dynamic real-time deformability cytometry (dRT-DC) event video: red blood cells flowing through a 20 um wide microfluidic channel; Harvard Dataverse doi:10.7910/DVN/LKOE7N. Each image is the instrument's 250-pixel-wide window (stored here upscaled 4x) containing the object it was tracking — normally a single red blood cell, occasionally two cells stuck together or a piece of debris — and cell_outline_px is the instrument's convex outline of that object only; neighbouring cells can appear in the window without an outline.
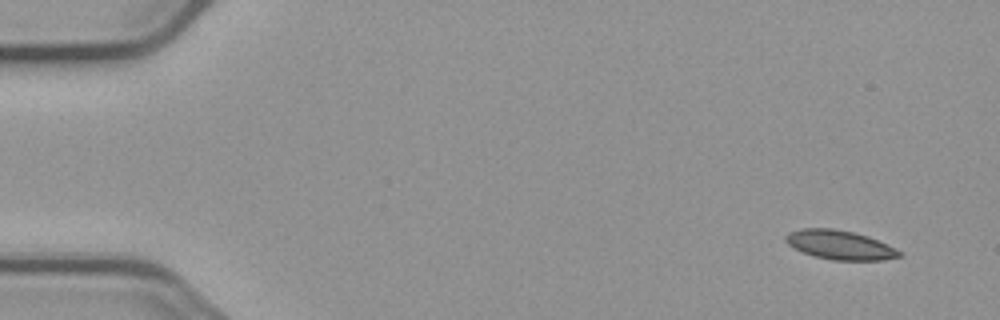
{"species": "common noctule bat (a hibernating species)", "species_latin": "Nyctalus noctula", "temperature_condition": "cold", "stored_images_in_passage": 9, "camera_frame_rate_fps": 3000, "um_per_image_px": 0.085, "animal": {"sex": "male", "body_mass_g": 23.1, "forearm_length_mm": 52.7}, "frame": {"image": 1, "passage_image": 1, "time_ms": 0.0, "image_size_px": [1000, 320], "cell_outline_px": [[904, 252], [900, 256], [880, 260], [832, 260], [816, 256], [804, 252], [788, 244], [784, 240], [784, 236], [788, 232], [800, 228], [832, 228], [852, 232], [868, 236]], "centroid_in_image_um": [71.37, 20.81], "position_along_channel_um": 13.6, "area_um2": 19.13}}
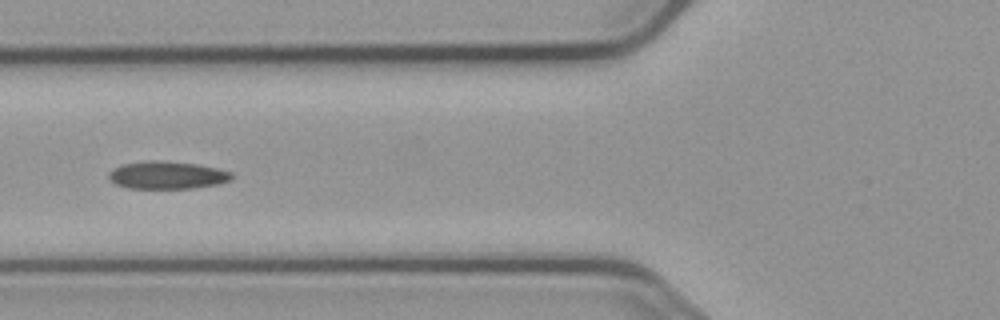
{"frame": {"image": 2, "passage_image": 6, "time_ms": 6.0, "image_size_px": [1000, 320], "cell_outline_px": [[232, 180], [220, 184], [192, 188], [128, 188], [116, 184], [108, 180], [108, 172], [112, 168], [124, 164], [148, 160], [160, 160], [196, 164], [216, 168], [232, 172]], "centroid_in_image_um": [14.19, 14.88], "position_along_channel_um": 111.6, "area_um2": 19.94}}
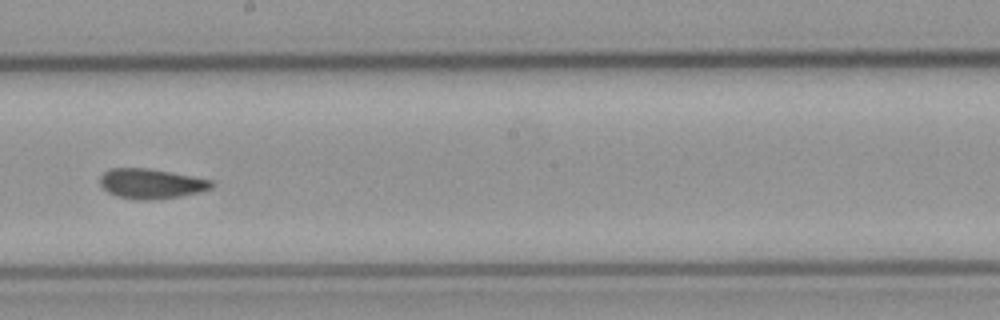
{"frame": {"image": 3, "passage_image": 9, "time_ms": 9.333, "image_size_px": [1000, 320], "cell_outline_px": [[216, 184], [212, 188], [200, 192], [180, 196], [152, 200], [136, 200], [116, 196], [108, 192], [100, 184], [100, 176], [108, 168], [148, 168], [192, 176], [212, 180]], "centroid_in_image_um": [12.85, 15.61], "position_along_channel_um": 235.3, "area_um2": 19.59}}